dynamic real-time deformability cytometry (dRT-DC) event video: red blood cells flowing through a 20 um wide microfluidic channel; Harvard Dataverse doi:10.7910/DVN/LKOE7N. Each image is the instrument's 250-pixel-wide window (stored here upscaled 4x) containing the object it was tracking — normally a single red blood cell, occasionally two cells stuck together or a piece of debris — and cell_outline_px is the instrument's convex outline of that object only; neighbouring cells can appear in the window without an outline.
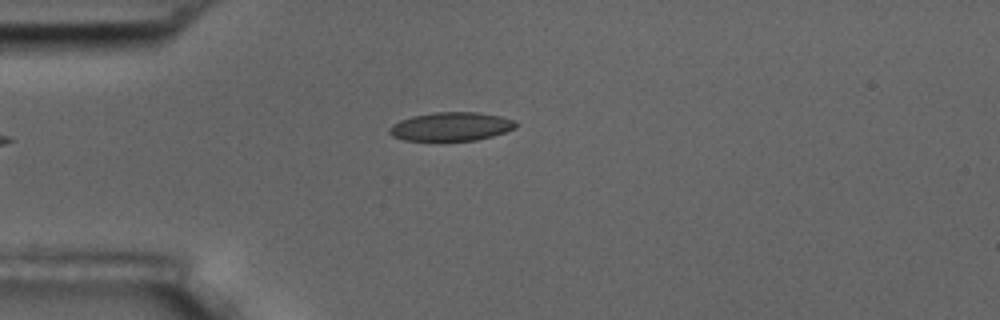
{"species": "common noctule bat (a hibernating species)", "species_latin": "Nyctalus noctula", "temperature_condition": "room temperature", "stored_images_in_passage": 3, "camera_frame_rate_fps": 3000, "um_per_image_px": 0.085, "animal": {"sex": "male", "body_mass_g": 17.5, "forearm_length_mm": 52.3}, "frame": {"image": 1, "passage_image": 3, "time_ms": 2.333, "image_size_px": [1000, 320], "cell_outline_px": [[520, 124], [516, 128], [492, 136], [476, 140], [404, 140], [392, 136], [388, 132], [388, 128], [392, 124], [400, 120], [412, 116], [436, 112], [476, 112], [500, 116], [516, 120]], "centroid_in_image_um": [38.36, 10.75], "position_along_channel_um": 46.6, "area_um2": 21.15}}